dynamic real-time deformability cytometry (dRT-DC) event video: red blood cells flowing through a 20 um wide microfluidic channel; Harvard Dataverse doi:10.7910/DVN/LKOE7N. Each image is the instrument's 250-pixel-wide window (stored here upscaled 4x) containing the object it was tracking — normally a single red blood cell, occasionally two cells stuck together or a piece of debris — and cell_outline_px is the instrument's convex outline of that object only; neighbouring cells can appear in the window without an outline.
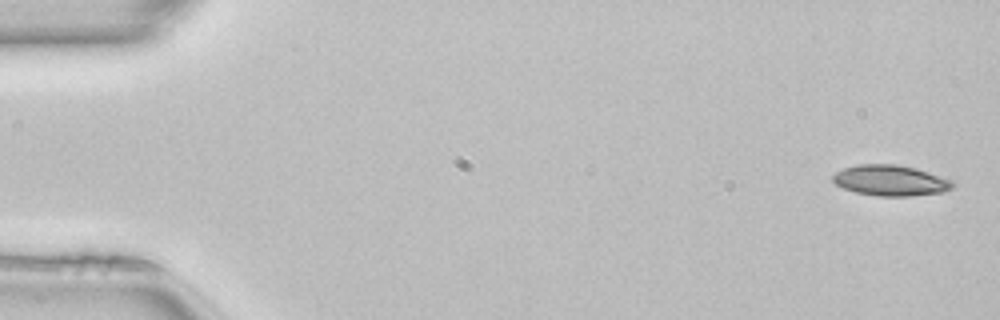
{"species": "common noctule bat (a hibernating species)", "species_latin": "Nyctalus noctula", "temperature_condition": "room temperature", "stored_images_in_passage": 49, "camera_frame_rate_fps": 3000, "um_per_image_px": 0.085, "animal": {"sex": "female", "body_mass_g": 22.7, "forearm_length_mm": 54.2}, "frame": {"image": 1, "passage_image": 1, "time_ms": 0.0, "image_size_px": [1000, 320], "cell_outline_px": [[956, 184], [952, 188], [944, 192], [912, 196], [880, 196], [856, 192], [844, 188], [836, 184], [832, 180], [832, 176], [836, 172], [844, 168], [856, 164], [896, 164], [916, 168], [952, 180]], "centroid_in_image_um": [75.71, 15.34], "position_along_channel_um": 9.3, "area_um2": 21.5}}
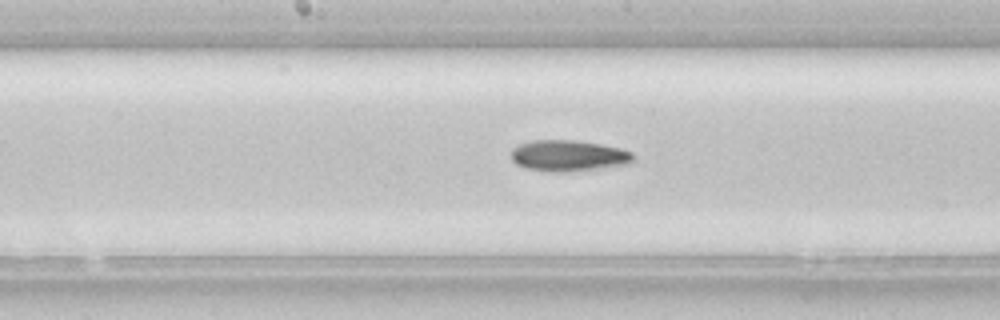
{"frame": {"image": 2, "passage_image": 25, "time_ms": 8.0, "image_size_px": [1000, 320], "cell_outline_px": [[636, 160], [632, 164], [568, 172], [548, 172], [524, 168], [516, 164], [512, 160], [512, 148], [520, 144], [532, 140], [572, 140], [600, 144], [620, 148], [632, 152], [636, 156]], "centroid_in_image_um": [48.36, 13.25], "position_along_channel_um": 199.8, "area_um2": 22.48}}
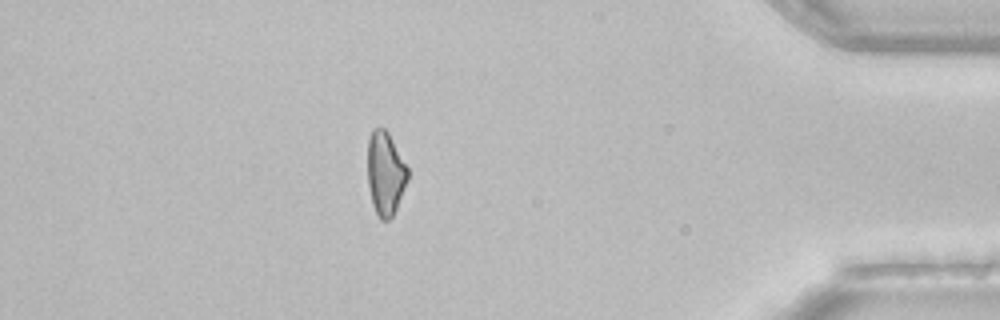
{"frame": {"image": 3, "passage_image": 43, "time_ms": 14.0, "image_size_px": [1000, 320], "cell_outline_px": [[408, 180], [396, 208], [392, 216], [388, 220], [380, 220], [372, 204], [368, 184], [368, 140], [372, 128], [384, 128], [388, 132], [408, 168]], "centroid_in_image_um": [32.75, 14.73], "position_along_channel_um": 402.5, "area_um2": 19.42}, "authors_computed_cell_mechanics": {"area_um2": 21.0392, "velocity_mm_per_s": 4.1014, "shape_relaxation_time_tau1_ms": null, "shape_relaxation_time_tau2_ms": 9.7954, "deformation_change_tau1": null, "deformation_change_tau2": 0.2386}}